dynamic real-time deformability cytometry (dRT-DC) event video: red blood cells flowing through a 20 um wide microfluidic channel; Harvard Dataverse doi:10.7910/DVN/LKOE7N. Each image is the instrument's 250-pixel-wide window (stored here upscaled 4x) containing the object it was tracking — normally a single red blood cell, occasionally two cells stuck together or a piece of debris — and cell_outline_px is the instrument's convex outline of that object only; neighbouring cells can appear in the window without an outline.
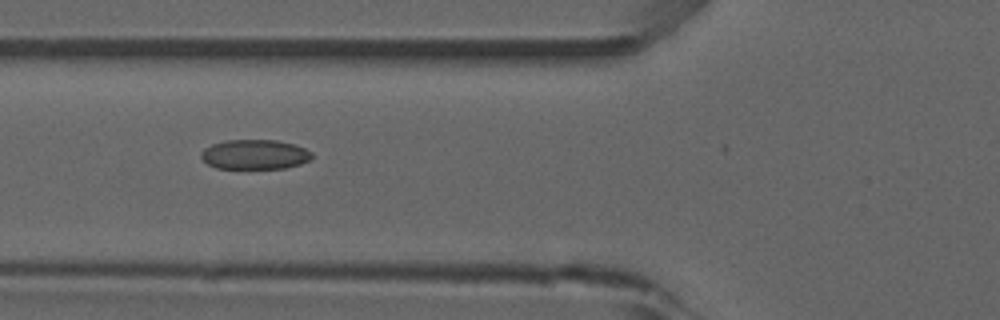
{"species": "common noctule bat (a hibernating species)", "species_latin": "Nyctalus noctula", "temperature_condition": "room temperature", "stored_images_in_passage": 40, "camera_frame_rate_fps": 3000, "um_per_image_px": 0.085, "animal": {"sex": "male", "forearm_length_mm": 52.5}, "frame": {"image": 1, "passage_image": 7, "time_ms": 2.0, "image_size_px": [1000, 320], "cell_outline_px": [[312, 160], [300, 164], [284, 168], [216, 168], [208, 164], [200, 156], [200, 152], [204, 148], [212, 144], [228, 140], [276, 140], [296, 144], [312, 152]], "centroid_in_image_um": [21.67, 13.12], "position_along_channel_um": 104.1, "area_um2": 19.25}, "authors_computed_cell_mechanics": {"area_um2": 19.0162, "velocity_mm_per_s": 3.9154, "shape_relaxation_time_tau1_ms": null, "shape_relaxation_time_tau2_ms": 2.6522, "deformation_change_tau1": null, "deformation_change_tau2": 0.0607}}